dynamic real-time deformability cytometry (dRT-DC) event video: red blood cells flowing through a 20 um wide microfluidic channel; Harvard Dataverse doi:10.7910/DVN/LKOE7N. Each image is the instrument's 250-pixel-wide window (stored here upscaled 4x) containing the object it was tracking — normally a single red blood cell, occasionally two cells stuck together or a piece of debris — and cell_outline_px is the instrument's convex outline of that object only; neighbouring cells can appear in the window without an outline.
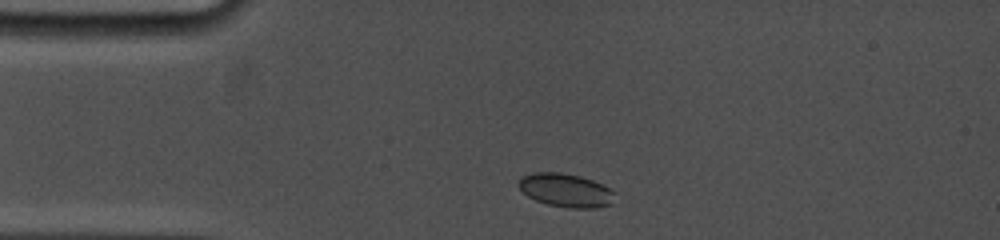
{"species": "common noctule bat (a hibernating species)", "species_latin": "Nyctalus noctula", "temperature_condition": "cold", "stored_images_in_passage": 31, "camera_frame_rate_fps": 5000, "um_per_image_px": 0.085, "animal": {"sex": "female", "body_mass_g": 19.0, "forearm_length_mm": 53.3}, "frame": {"image": 1, "passage_image": 2, "time_ms": 0.4, "image_size_px": [1000, 240], "cell_outline_px": [[616, 192], [612, 204], [596, 208], [568, 208], [548, 204], [536, 200], [528, 196], [516, 184], [520, 176], [532, 172], [560, 172], [580, 176], [592, 180]], "centroid_in_image_um": [48.07, 16.16], "position_along_channel_um": 36.9, "area_um2": 18.9}}
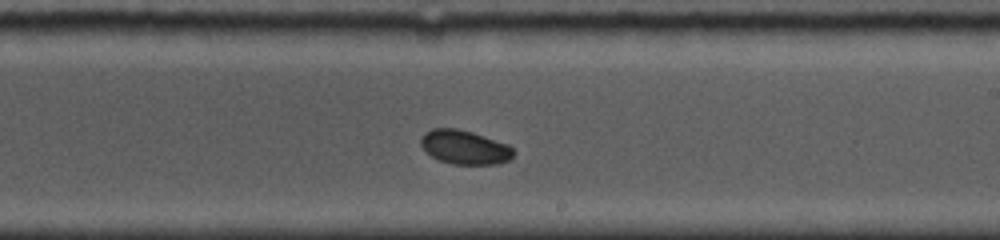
{"frame": {"image": 2, "passage_image": 18, "time_ms": 6.8, "image_size_px": [1000, 240], "cell_outline_px": [[516, 152], [508, 160], [496, 164], [452, 164], [440, 160], [432, 156], [420, 144], [420, 136], [424, 132], [432, 128], [456, 128], [472, 132], [508, 144]], "centroid_in_image_um": [39.48, 12.5], "position_along_channel_um": 249.5, "area_um2": 18.32}}
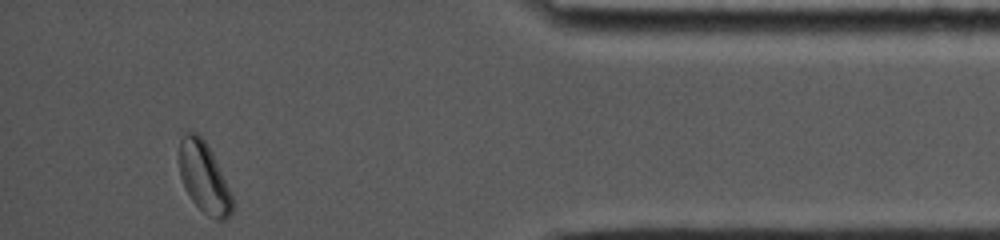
{"frame": {"image": 3, "passage_image": 31, "time_ms": 12.0, "image_size_px": [1000, 240], "cell_outline_px": [[232, 212], [228, 220], [216, 220], [208, 216], [192, 200], [184, 188], [180, 176], [180, 140], [184, 132], [196, 132], [208, 144], [212, 152], [232, 196]], "centroid_in_image_um": [17.34, 15.1], "position_along_channel_um": 417.9, "area_um2": 21.68}, "authors_computed_cell_mechanics": {"area_um2": 18.6116, "velocity_mm_per_s": 3.7804, "shape_relaxation_time_tau1_ms": 5.1254, "shape_relaxation_time_tau2_ms": null, "deformation_change_tau1": 0.0816, "deformation_change_tau2": null}}